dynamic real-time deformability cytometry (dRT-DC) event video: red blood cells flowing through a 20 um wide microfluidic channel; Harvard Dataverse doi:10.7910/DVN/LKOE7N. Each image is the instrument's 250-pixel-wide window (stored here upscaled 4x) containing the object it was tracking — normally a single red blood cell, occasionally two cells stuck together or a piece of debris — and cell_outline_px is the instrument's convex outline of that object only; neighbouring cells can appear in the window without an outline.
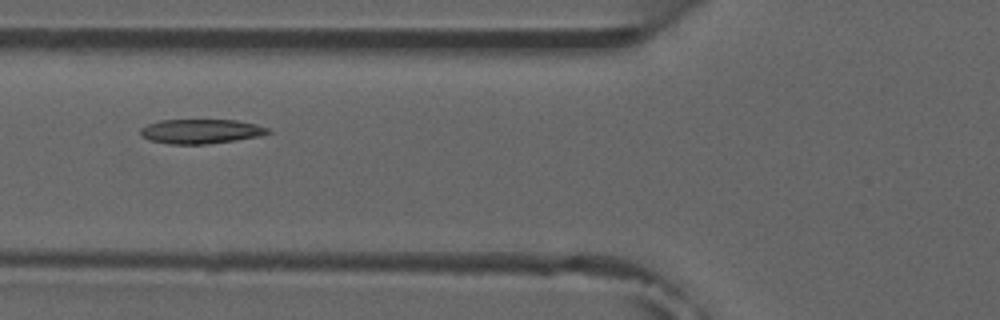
{"species": "common noctule bat (a hibernating species)", "species_latin": "Nyctalus noctula", "temperature_condition": "room temperature", "stored_images_in_passage": 2, "camera_frame_rate_fps": 3000, "um_per_image_px": 0.085, "animal": {"sex": "male", "forearm_length_mm": 52.5}, "frame": {"image": 1, "passage_image": 2, "time_ms": 1.333, "image_size_px": [1000, 320], "cell_outline_px": [[272, 132], [260, 136], [236, 140], [208, 144], [168, 144], [148, 140], [140, 136], [140, 128], [148, 124], [160, 120], [236, 120], [256, 124], [268, 128]], "centroid_in_image_um": [17.05, 11.17], "position_along_channel_um": 108.7, "area_um2": 18.32}}